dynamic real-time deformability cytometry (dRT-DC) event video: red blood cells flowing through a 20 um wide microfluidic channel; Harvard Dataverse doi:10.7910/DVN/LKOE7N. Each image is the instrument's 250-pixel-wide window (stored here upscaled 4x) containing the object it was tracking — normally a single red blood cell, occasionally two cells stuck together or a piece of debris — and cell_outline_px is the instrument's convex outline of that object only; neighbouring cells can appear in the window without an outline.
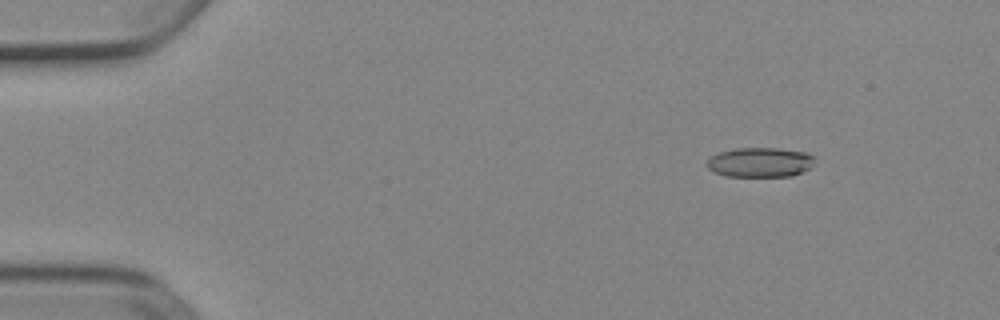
{"species": "Egyptian fruit bat (a non-hibernating species)", "species_latin": "Rousettus aegyptiacus", "temperature_condition": "cold", "stored_images_in_passage": 53, "camera_frame_rate_fps": 3000, "um_per_image_px": 0.085, "animal": {"sex": "female"}, "frame": {"image": 1, "passage_image": 7, "time_ms": 2.0, "image_size_px": [1000, 320], "cell_outline_px": [[812, 168], [792, 176], [724, 176], [712, 172], [704, 164], [712, 156], [720, 152], [736, 148], [776, 148], [808, 152], [812, 156]], "centroid_in_image_um": [64.58, 13.8], "position_along_channel_um": 20.4, "area_um2": 18.73}}
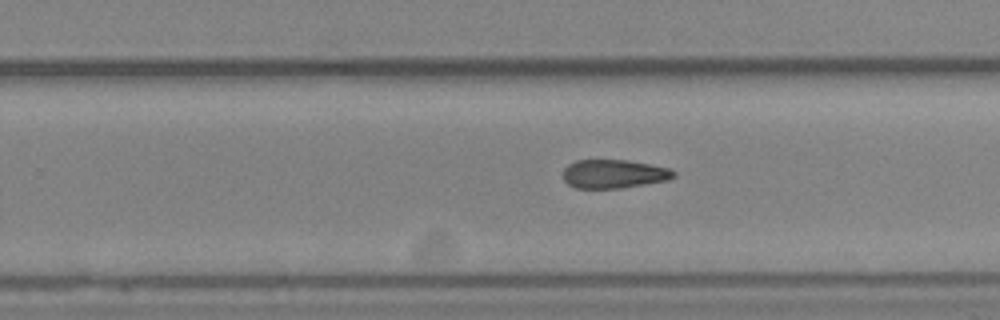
{"frame": {"image": 2, "passage_image": 34, "time_ms": 11.0, "image_size_px": [1000, 320], "cell_outline_px": [[676, 176], [668, 180], [620, 188], [576, 188], [568, 184], [564, 180], [564, 168], [568, 164], [576, 160], [628, 160], [672, 168], [676, 172]], "centroid_in_image_um": [52.21, 14.77], "position_along_channel_um": 277.6, "area_um2": 18.55}}
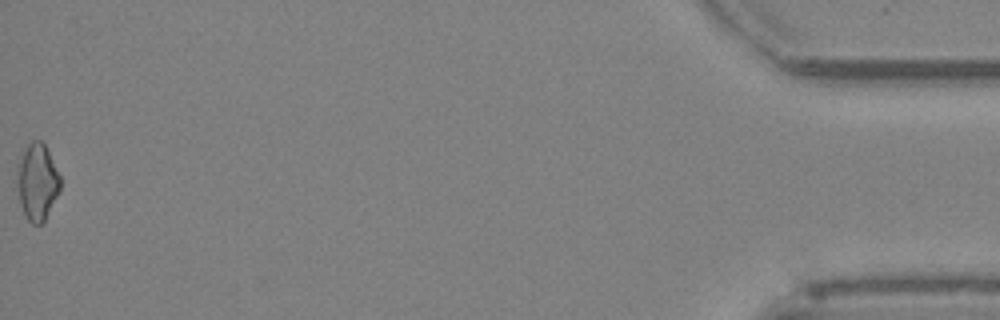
{"frame": {"image": 3, "passage_image": 53, "time_ms": 17.333, "image_size_px": [1000, 320], "cell_outline_px": [[60, 192], [44, 220], [40, 224], [32, 224], [28, 220], [24, 212], [20, 200], [16, 184], [16, 164], [24, 148], [32, 140], [40, 140], [44, 144], [60, 176]], "centroid_in_image_um": [3.14, 15.44], "position_along_channel_um": 432.1, "area_um2": 19.31}, "authors_computed_cell_mechanics": {"area_um2": 18.9006, "velocity_mm_per_s": 3.9141, "shape_relaxation_time_tau1_ms": 10.8344, "shape_relaxation_time_tau2_ms": 10.8469, "deformation_change_tau1": 0.206, "deformation_change_tau2": 0.2419}}